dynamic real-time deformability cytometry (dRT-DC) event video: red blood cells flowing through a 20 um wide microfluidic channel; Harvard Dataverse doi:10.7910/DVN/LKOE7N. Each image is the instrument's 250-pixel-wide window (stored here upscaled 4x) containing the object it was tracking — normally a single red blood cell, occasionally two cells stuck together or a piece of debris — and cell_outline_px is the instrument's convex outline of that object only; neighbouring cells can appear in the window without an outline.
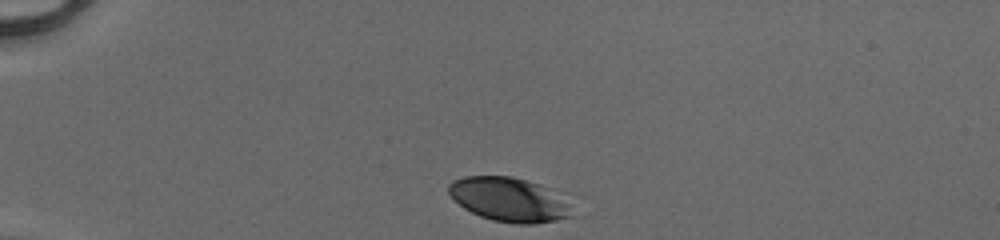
{"species": "human", "species_latin": "Homo sapiens", "temperature_condition": "cold", "stored_images_in_passage": 32, "camera_frame_rate_fps": 3000, "um_per_image_px": 0.085, "donor": {"sex": "male"}, "frame": {"image": 1, "passage_image": 1, "time_ms": 0.0, "image_size_px": [1000, 240], "cell_outline_px": [[572, 216], [556, 220], [536, 224], [516, 224], [492, 220], [480, 216], [464, 208], [448, 192], [448, 184], [452, 180], [464, 176], [512, 176], [540, 184], [552, 188], [568, 204]], "centroid_in_image_um": [43.26, 16.95], "position_along_channel_um": 41.7, "area_um2": 31.67}}
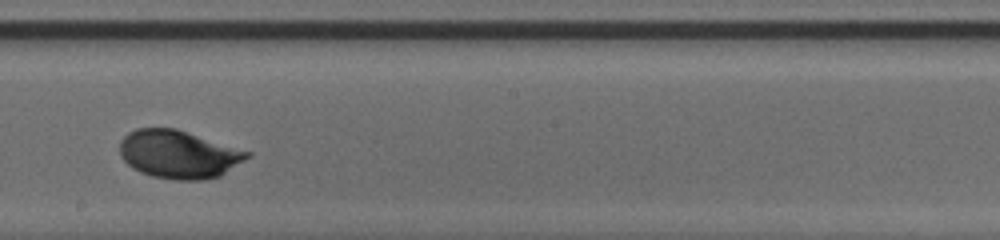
{"frame": {"image": 2, "passage_image": 19, "time_ms": 6.0, "image_size_px": [1000, 240], "cell_outline_px": [[252, 156], [220, 176], [204, 180], [176, 180], [152, 176], [140, 172], [132, 168], [120, 156], [120, 140], [128, 132], [136, 128], [176, 128], [252, 152]], "centroid_in_image_um": [15.2, 13.11], "position_along_channel_um": 233.0, "area_um2": 35.95}}
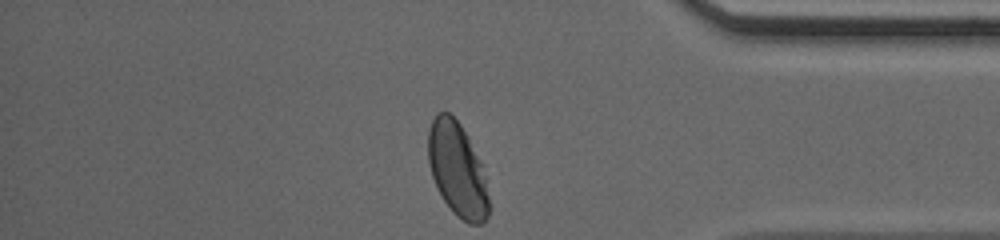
{"frame": {"image": 3, "passage_image": 32, "time_ms": 10.333, "image_size_px": [1000, 240], "cell_outline_px": [[492, 208], [488, 216], [480, 224], [468, 224], [456, 216], [452, 212], [444, 200], [432, 176], [428, 160], [428, 132], [432, 120], [436, 112], [448, 112], [460, 124], [468, 136], [484, 164]], "centroid_in_image_um": [38.94, 14.44], "position_along_channel_um": 396.3, "area_um2": 34.04}, "authors_computed_cell_mechanics": {"area_um2": 34.0442, "velocity_mm_per_s": 4.1161, "shape_relaxation_time_tau1_ms": 2.4396, "shape_relaxation_time_tau2_ms": null, "deformation_change_tau1": 0.1272, "deformation_change_tau2": null}}